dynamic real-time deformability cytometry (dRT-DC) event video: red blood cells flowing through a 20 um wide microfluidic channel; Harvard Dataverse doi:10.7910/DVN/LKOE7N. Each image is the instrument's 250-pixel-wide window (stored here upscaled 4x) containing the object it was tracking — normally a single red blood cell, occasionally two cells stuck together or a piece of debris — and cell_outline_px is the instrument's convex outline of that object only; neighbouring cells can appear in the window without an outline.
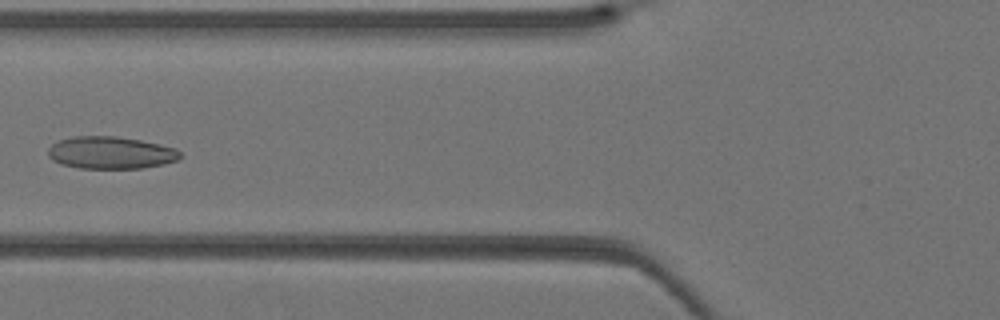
{"species": "Egyptian fruit bat (a non-hibernating species)", "species_latin": "Rousettus aegyptiacus", "temperature_condition": "warm", "stored_images_in_passage": 31, "camera_frame_rate_fps": 3000, "um_per_image_px": 0.085, "animal": {"sex": "female"}, "frame": {"image": 1, "passage_image": 7, "time_ms": 2.0, "image_size_px": [1000, 320], "cell_outline_px": [[180, 156], [176, 160], [164, 164], [140, 168], [80, 168], [60, 164], [52, 160], [48, 156], [48, 148], [52, 144], [60, 140], [72, 136], [116, 136], [140, 140], [160, 144], [176, 148], [180, 152]], "centroid_in_image_um": [9.38, 12.97], "position_along_channel_um": 116.4, "area_um2": 24.85}}
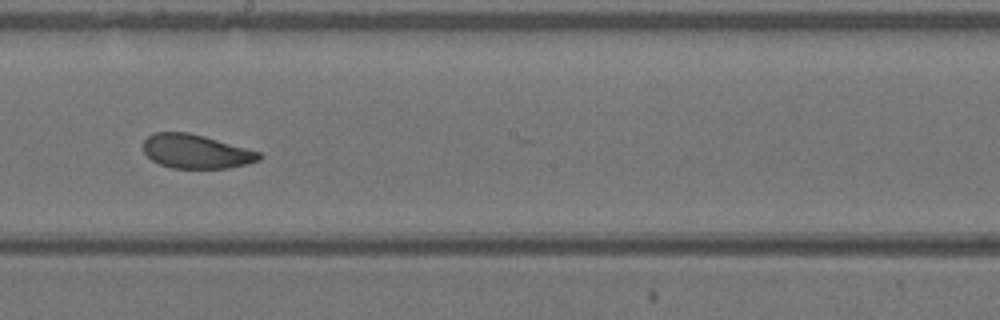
{"frame": {"image": 2, "passage_image": 14, "time_ms": 4.333, "image_size_px": [1000, 320], "cell_outline_px": [[264, 156], [260, 160], [248, 164], [228, 168], [172, 168], [160, 164], [152, 160], [144, 152], [144, 140], [148, 136], [156, 132], [188, 132], [204, 136], [260, 152]], "centroid_in_image_um": [16.68, 12.88], "position_along_channel_um": 231.5, "area_um2": 22.89}}
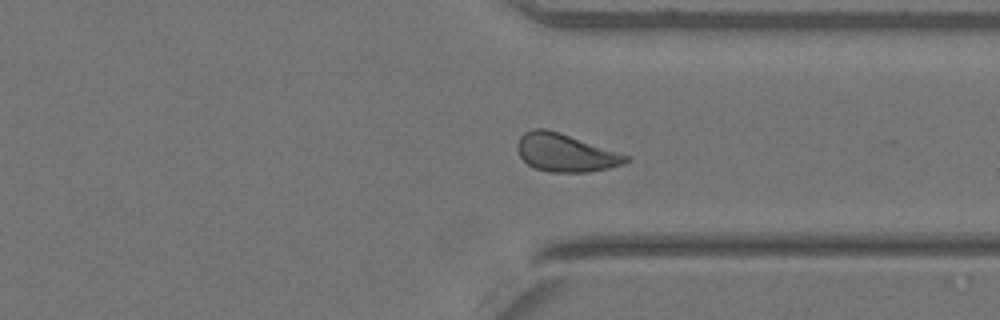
{"frame": {"image": 3, "passage_image": 22, "time_ms": 7.0, "image_size_px": [1000, 320], "cell_outline_px": [[632, 160], [624, 164], [608, 168], [588, 172], [548, 172], [536, 168], [528, 164], [520, 156], [516, 148], [516, 144], [520, 136], [524, 132], [532, 128], [544, 128], [560, 132], [632, 156]], "centroid_in_image_um": [48.09, 12.97], "position_along_channel_um": 363.3, "area_um2": 24.33}}